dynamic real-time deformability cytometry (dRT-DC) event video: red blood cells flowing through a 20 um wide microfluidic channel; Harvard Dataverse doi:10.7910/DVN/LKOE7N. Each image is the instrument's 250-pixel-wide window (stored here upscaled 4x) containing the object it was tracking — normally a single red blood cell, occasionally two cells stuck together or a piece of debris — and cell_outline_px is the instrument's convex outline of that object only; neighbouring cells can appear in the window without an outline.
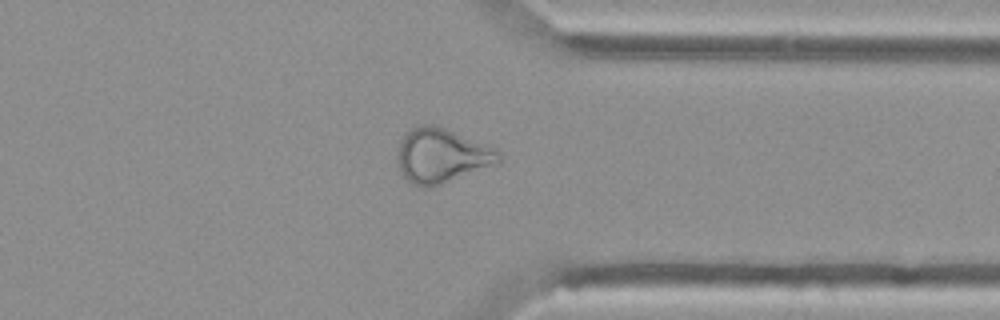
{"species": "Egyptian fruit bat (a non-hibernating species)", "species_latin": "Rousettus aegyptiacus", "temperature_condition": "cold", "stored_images_in_passage": 42, "camera_frame_rate_fps": 3000, "um_per_image_px": 0.085, "animal": {"sex": "female"}, "frame": {"image": 1, "passage_image": 30, "time_ms": 9.667, "image_size_px": [1000, 320], "cell_outline_px": [[504, 156], [500, 164], [432, 188], [424, 188], [412, 184], [400, 172], [396, 160], [396, 156], [400, 144], [404, 136], [416, 124], [436, 124], [488, 144], [496, 148]], "centroid_in_image_um": [37.6, 13.24], "position_along_channel_um": 373.8, "area_um2": 33.18}}
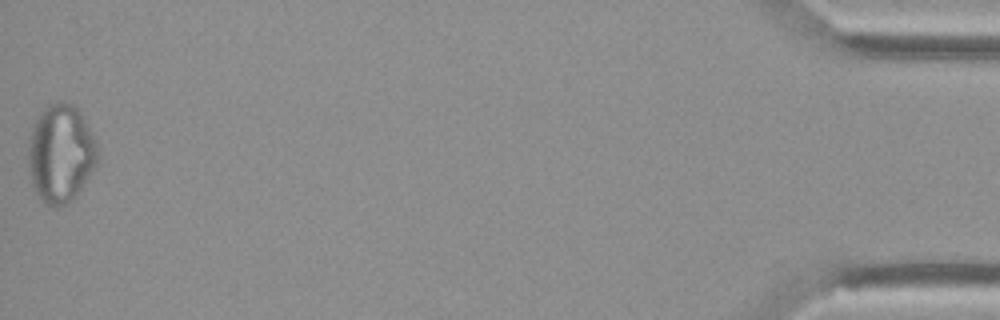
{"frame": {"image": 2, "passage_image": 42, "time_ms": 13.667, "image_size_px": [1000, 320], "cell_outline_px": [[96, 164], [76, 196], [68, 204], [56, 208], [44, 204], [36, 192], [32, 184], [28, 164], [28, 148], [32, 124], [40, 112], [48, 104], [56, 100], [68, 100], [80, 112], [96, 140]], "centroid_in_image_um": [5.13, 13.03], "position_along_channel_um": 430.1, "area_um2": 39.88}}